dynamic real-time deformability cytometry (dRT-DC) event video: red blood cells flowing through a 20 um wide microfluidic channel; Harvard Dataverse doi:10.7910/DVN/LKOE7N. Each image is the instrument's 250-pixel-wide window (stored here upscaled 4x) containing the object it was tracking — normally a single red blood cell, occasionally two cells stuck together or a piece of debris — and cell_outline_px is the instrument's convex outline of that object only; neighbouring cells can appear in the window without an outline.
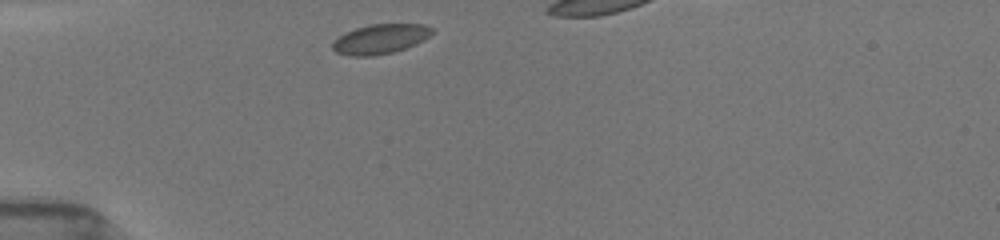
{"species": "common noctule bat (a hibernating species)", "species_latin": "Nyctalus noctula", "temperature_condition": "room temperature", "stored_images_in_passage": 29, "camera_frame_rate_fps": 3000, "um_per_image_px": 0.085, "animal": {"sex": "female", "body_mass_g": 19.5, "forearm_length_mm": 54.1}, "frame": {"image": 1, "passage_image": 1, "time_ms": 0.0, "image_size_px": [1000, 240], "cell_outline_px": [[432, 32], [424, 40], [416, 44], [392, 52], [372, 56], [348, 56], [336, 52], [332, 48], [332, 44], [344, 32], [356, 28], [372, 24], [424, 24], [432, 28]], "centroid_in_image_um": [32.31, 3.32], "position_along_channel_um": 52.7, "area_um2": 17.05}}
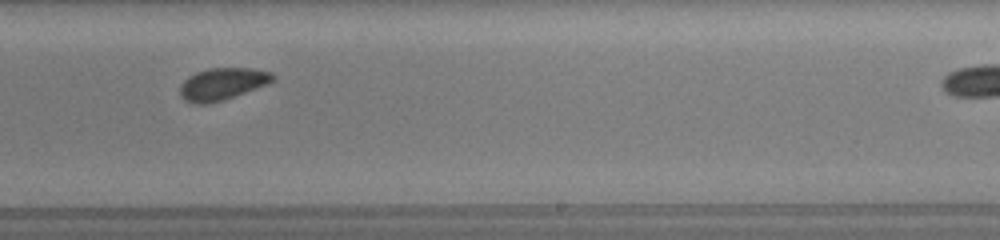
{"frame": {"image": 2, "passage_image": 19, "time_ms": 6.0, "image_size_px": [1000, 240], "cell_outline_px": [[276, 80], [268, 84], [224, 100], [208, 104], [192, 104], [184, 100], [180, 96], [180, 84], [188, 76], [196, 72], [208, 68], [252, 68], [272, 72], [276, 76]], "centroid_in_image_um": [18.9, 7.14], "position_along_channel_um": 270.1, "area_um2": 17.69}}
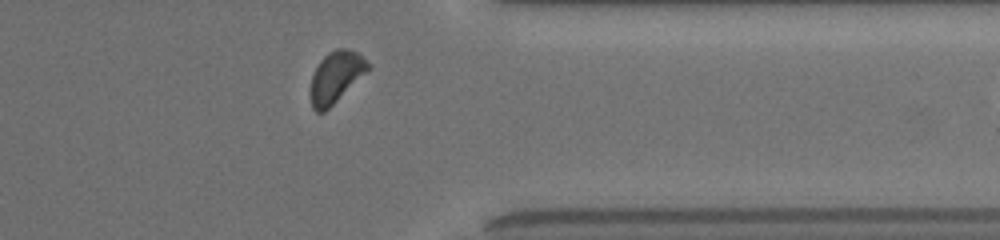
{"frame": {"image": 3, "passage_image": 28, "time_ms": 9.0, "image_size_px": [1000, 240], "cell_outline_px": [[372, 68], [324, 112], [316, 112], [312, 108], [312, 76], [320, 60], [328, 52], [336, 48], [348, 48], [356, 52], [372, 64]], "centroid_in_image_um": [28.61, 6.51], "position_along_channel_um": 382.8, "area_um2": 17.05}}